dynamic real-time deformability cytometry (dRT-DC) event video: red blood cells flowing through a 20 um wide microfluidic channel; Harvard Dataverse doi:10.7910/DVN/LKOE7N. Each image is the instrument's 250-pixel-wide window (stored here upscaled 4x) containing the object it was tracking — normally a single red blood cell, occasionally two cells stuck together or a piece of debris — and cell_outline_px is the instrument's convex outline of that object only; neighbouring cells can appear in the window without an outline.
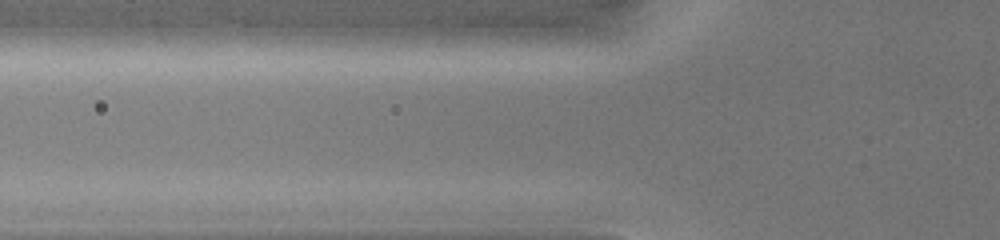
{"species": "common noctule bat (a hibernating species)", "species_latin": "Nyctalus noctula", "temperature_condition": "warm", "stored_images_in_passage": 2, "camera_frame_rate_fps": 3000, "um_per_image_px": 0.085, "animal": {"sex": "female", "body_mass_g": 19.0, "forearm_length_mm": 51.5}, "frame": {"image": 1, "passage_image": 2, "time_ms": 0.333, "image_size_px": [1000, 240], "cell_outline_px": [[596, 40], [592, 44], [560, 48], [412, 52], [396, 48], [400, 32], [440, 24], [584, 24]], "centroid_in_image_um": [41.97, 3.16], "position_along_channel_um": 83.8, "area_um2": 34.1}}